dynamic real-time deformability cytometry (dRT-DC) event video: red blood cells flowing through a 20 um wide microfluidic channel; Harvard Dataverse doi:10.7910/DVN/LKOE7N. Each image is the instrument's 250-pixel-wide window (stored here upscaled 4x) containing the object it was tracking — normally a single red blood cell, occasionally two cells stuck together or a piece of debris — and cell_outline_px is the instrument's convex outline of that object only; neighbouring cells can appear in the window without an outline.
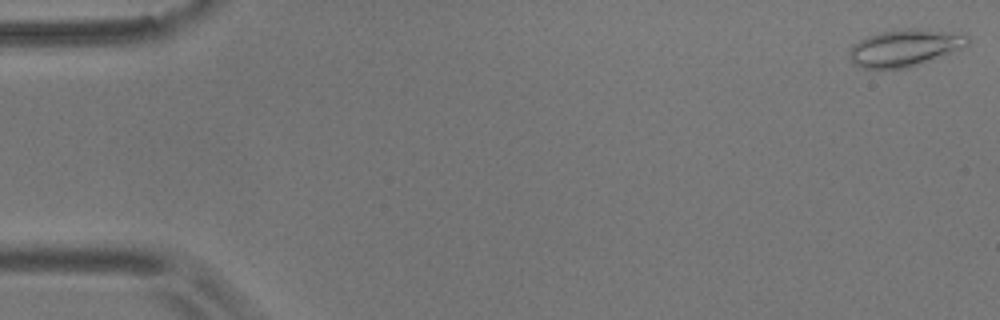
{"species": "common noctule bat (a hibernating species)", "species_latin": "Nyctalus noctula", "temperature_condition": "room temperature", "stored_images_in_passage": 15, "camera_frame_rate_fps": 3000, "um_per_image_px": 0.085, "animal": {"sex": "male", "body_mass_g": 17.9}, "frame": {"image": 1, "passage_image": 1, "time_ms": 0.0, "image_size_px": [1000, 320], "cell_outline_px": [[968, 44], [908, 68], [864, 68], [852, 64], [848, 52], [852, 44], [868, 36], [880, 32], [896, 28], [920, 28], [968, 36]], "centroid_in_image_um": [76.78, 4.05], "position_along_channel_um": 8.2, "area_um2": 24.91}}